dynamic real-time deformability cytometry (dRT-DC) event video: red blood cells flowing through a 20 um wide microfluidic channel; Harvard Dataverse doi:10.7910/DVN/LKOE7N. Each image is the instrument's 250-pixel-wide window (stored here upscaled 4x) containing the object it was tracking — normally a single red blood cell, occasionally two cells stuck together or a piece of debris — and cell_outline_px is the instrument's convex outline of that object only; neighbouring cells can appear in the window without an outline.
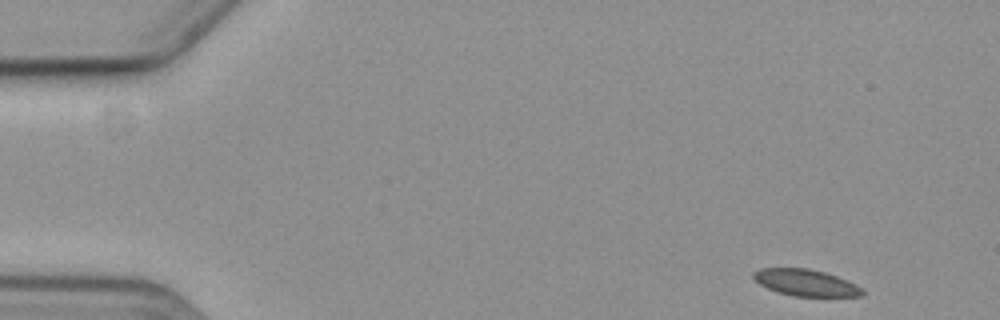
{"species": "common noctule bat (a hibernating species)", "species_latin": "Nyctalus noctula", "temperature_condition": "cold", "stored_images_in_passage": 4, "camera_frame_rate_fps": 3000, "um_per_image_px": 0.085, "animal": {"sex": "female", "body_mass_g": 19.3, "forearm_length_mm": 54.1}, "frame": {"image": 1, "passage_image": 1, "time_ms": 0.0, "image_size_px": [1000, 320], "cell_outline_px": [[864, 292], [860, 296], [792, 296], [776, 292], [760, 284], [752, 276], [752, 272], [760, 268], [808, 268], [824, 272], [848, 280], [864, 288]], "centroid_in_image_um": [68.49, 24.02], "position_along_channel_um": 16.5, "area_um2": 16.94}}
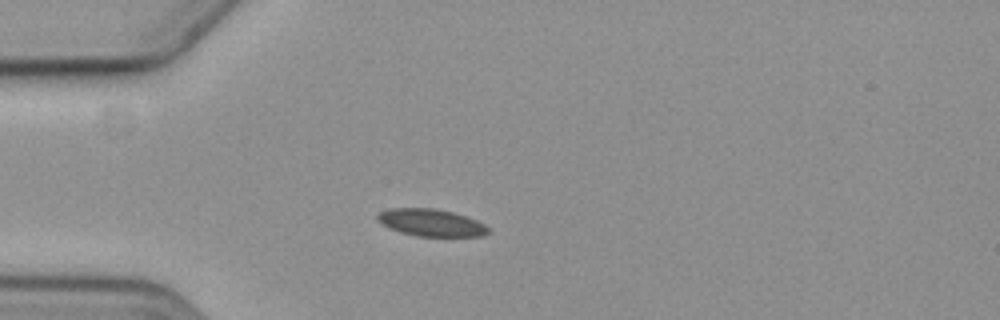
{"frame": {"image": 2, "passage_image": 4, "time_ms": 3.667, "image_size_px": [1000, 320], "cell_outline_px": [[492, 232], [480, 236], [416, 236], [400, 232], [388, 228], [380, 224], [376, 220], [376, 216], [380, 212], [388, 208], [436, 208], [452, 212], [476, 220], [484, 224]], "centroid_in_image_um": [36.59, 18.92], "position_along_channel_um": 48.4, "area_um2": 17.69}}